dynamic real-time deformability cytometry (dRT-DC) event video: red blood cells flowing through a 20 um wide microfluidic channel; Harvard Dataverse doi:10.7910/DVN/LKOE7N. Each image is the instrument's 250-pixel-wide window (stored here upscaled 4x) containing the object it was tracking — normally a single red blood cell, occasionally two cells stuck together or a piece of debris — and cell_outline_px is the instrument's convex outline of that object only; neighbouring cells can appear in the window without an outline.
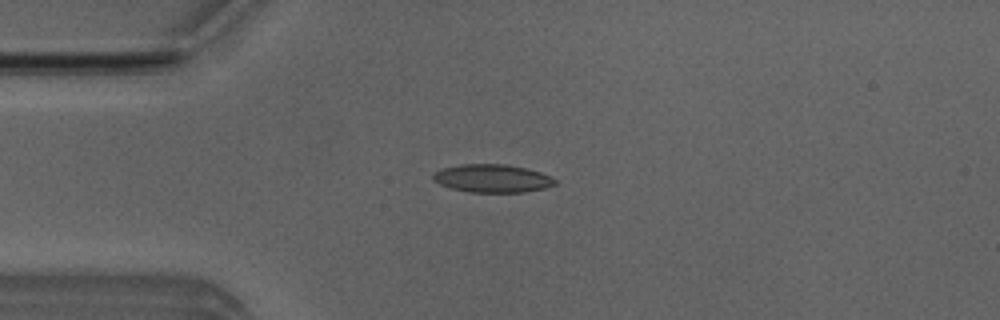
{"species": "Egyptian fruit bat (a non-hibernating species)", "species_latin": "Rousettus aegyptiacus", "temperature_condition": "room temperature", "stored_images_in_passage": 50, "camera_frame_rate_fps": 3000, "um_per_image_px": 0.085, "animal": {"sex": "male"}, "frame": {"image": 1, "passage_image": 12, "time_ms": 3.667, "image_size_px": [1000, 320], "cell_outline_px": [[556, 184], [544, 188], [524, 192], [468, 192], [452, 188], [440, 184], [432, 180], [432, 172], [440, 168], [460, 164], [508, 164], [540, 172], [556, 180]], "centroid_in_image_um": [41.78, 15.15], "position_along_channel_um": 43.2, "area_um2": 20.0}}
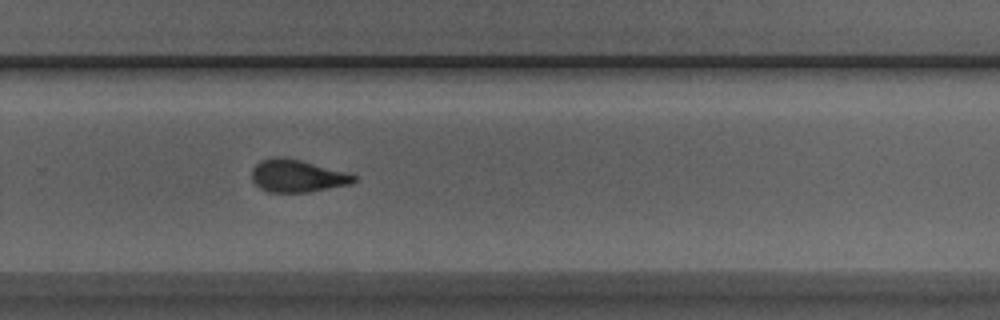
{"frame": {"image": 2, "passage_image": 33, "time_ms": 10.667, "image_size_px": [1000, 320], "cell_outline_px": [[356, 180], [352, 184], [308, 192], [268, 192], [260, 188], [252, 180], [252, 168], [260, 160], [272, 156], [280, 156], [300, 160], [344, 172], [356, 176]], "centroid_in_image_um": [25.22, 14.95], "position_along_channel_um": 304.6, "area_um2": 19.25}}
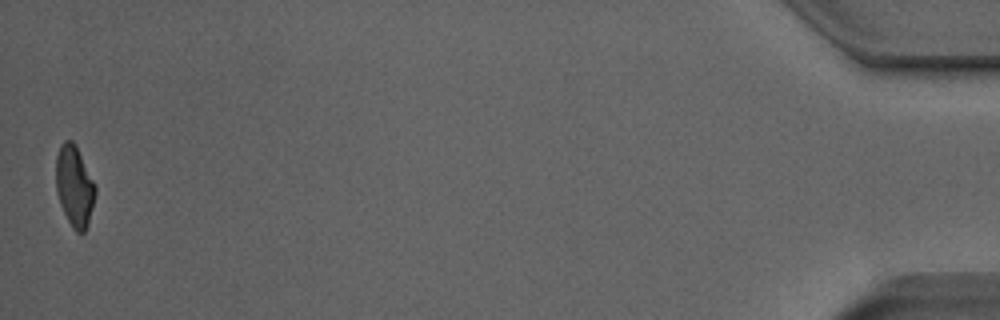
{"frame": {"image": 3, "passage_image": 50, "time_ms": 16.333, "image_size_px": [1000, 320], "cell_outline_px": [[96, 192], [88, 224], [84, 232], [76, 232], [72, 228], [60, 204], [56, 192], [56, 156], [60, 144], [64, 140], [72, 140], [76, 144], [96, 188]], "centroid_in_image_um": [6.31, 15.8], "position_along_channel_um": 428.9, "area_um2": 18.5}, "authors_computed_cell_mechanics": {"area_um2": 19.363, "velocity_mm_per_s": 3.9898, "shape_relaxation_time_tau1_ms": 4.3287, "shape_relaxation_time_tau2_ms": 2.5754, "deformation_change_tau1": 0.1355, "deformation_change_tau2": 0.0945}}